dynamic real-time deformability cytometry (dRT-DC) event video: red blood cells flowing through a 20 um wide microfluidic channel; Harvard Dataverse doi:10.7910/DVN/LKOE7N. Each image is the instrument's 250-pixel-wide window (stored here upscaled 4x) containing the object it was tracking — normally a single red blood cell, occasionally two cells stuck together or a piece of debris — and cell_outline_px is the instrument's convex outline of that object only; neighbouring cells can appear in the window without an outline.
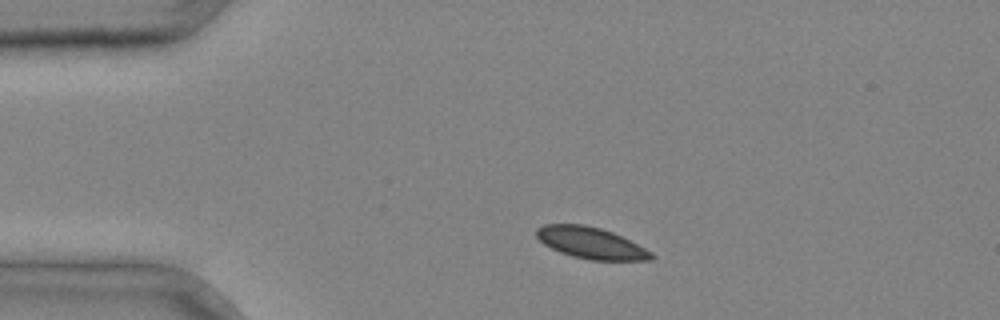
{"species": "common noctule bat (a hibernating species)", "species_latin": "Nyctalus noctula", "temperature_condition": "cold", "stored_images_in_passage": 3, "camera_frame_rate_fps": 3000, "um_per_image_px": 0.085, "animal": {"sex": "male", "body_mass_g": 20.4}, "frame": {"image": 1, "passage_image": 1, "time_ms": 0.0, "image_size_px": [1000, 320], "cell_outline_px": [[656, 256], [652, 260], [588, 260], [572, 256], [560, 252], [544, 244], [536, 236], [536, 228], [544, 224], [584, 224], [600, 228], [612, 232], [652, 252]], "centroid_in_image_um": [50.21, 20.65], "position_along_channel_um": 34.8, "area_um2": 20.92}}